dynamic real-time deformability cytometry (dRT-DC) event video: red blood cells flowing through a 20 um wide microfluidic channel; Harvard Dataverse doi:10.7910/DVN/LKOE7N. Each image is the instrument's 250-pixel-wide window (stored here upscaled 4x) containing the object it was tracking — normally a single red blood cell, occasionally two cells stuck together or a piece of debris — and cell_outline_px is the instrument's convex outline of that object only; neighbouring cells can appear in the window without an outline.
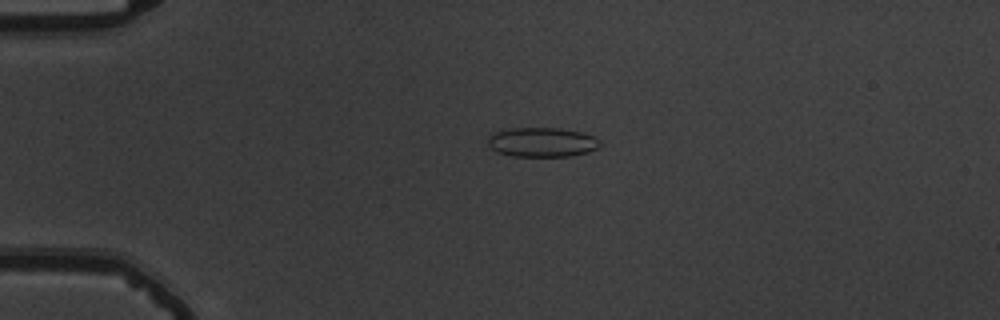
{"species": "common noctule bat (a hibernating species)", "species_latin": "Nyctalus noctula", "temperature_condition": "warm", "stored_images_in_passage": 50, "camera_frame_rate_fps": 3000, "um_per_image_px": 0.085, "animal": {"sex": "male", "body_mass_g": 19.5, "forearm_length_mm": 54.6}, "frame": {"image": 1, "passage_image": 9, "time_ms": 2.667, "image_size_px": [1000, 320], "cell_outline_px": [[600, 144], [596, 148], [588, 152], [572, 156], [512, 156], [496, 152], [488, 148], [488, 136], [492, 132], [512, 128], [560, 128], [584, 132], [600, 140]], "centroid_in_image_um": [46.03, 12.08], "position_along_channel_um": 39.0, "area_um2": 19.48}}
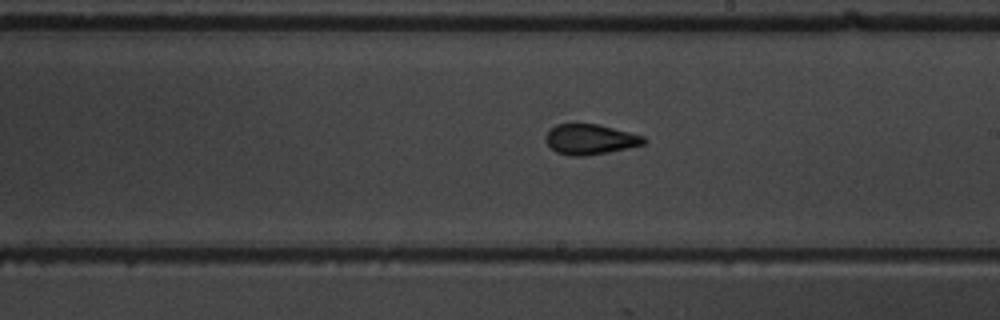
{"frame": {"image": 2, "passage_image": 28, "time_ms": 9.0, "image_size_px": [1000, 320], "cell_outline_px": [[648, 140], [644, 144], [608, 152], [584, 156], [568, 156], [556, 152], [548, 144], [548, 132], [556, 124], [600, 124], [644, 136]], "centroid_in_image_um": [50.21, 11.84], "position_along_channel_um": 238.8, "area_um2": 17.11}}
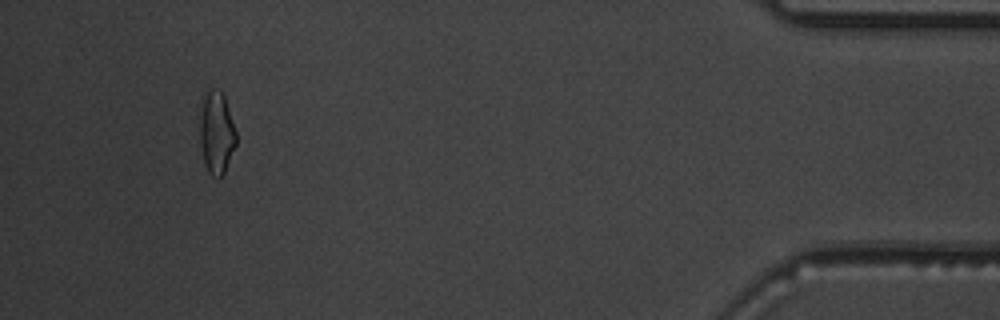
{"frame": {"image": 3, "passage_image": 47, "time_ms": 15.333, "image_size_px": [1000, 320], "cell_outline_px": [[236, 144], [224, 172], [220, 176], [212, 176], [208, 172], [204, 164], [200, 140], [196, 112], [204, 96], [212, 88], [220, 92], [224, 96], [236, 132]], "centroid_in_image_um": [18.34, 11.25], "position_along_channel_um": 416.9, "area_um2": 17.69}, "authors_computed_cell_mechanics": {"area_um2": 17.7157, "velocity_mm_per_s": 3.7835, "shape_relaxation_time_tau1_ms": null, "shape_relaxation_time_tau2_ms": 1.744, "deformation_change_tau1": null, "deformation_change_tau2": 0.094}}